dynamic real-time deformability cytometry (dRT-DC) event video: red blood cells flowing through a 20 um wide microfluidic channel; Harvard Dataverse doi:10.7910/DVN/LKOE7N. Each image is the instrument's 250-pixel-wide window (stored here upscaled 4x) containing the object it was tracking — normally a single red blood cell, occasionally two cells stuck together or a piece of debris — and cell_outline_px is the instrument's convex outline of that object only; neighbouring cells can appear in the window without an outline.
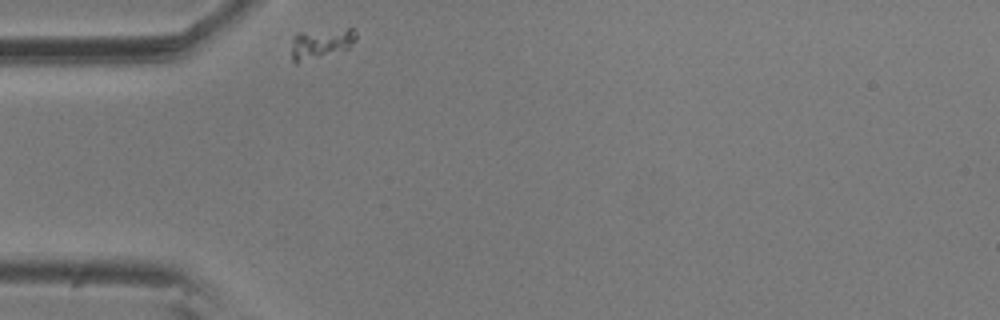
{"species": "common noctule bat (a hibernating species)", "species_latin": "Nyctalus noctula", "temperature_condition": "room temperature", "stored_images_in_passage": 34, "camera_frame_rate_fps": 3000, "um_per_image_px": 0.085, "animal": {"sex": "male", "body_mass_g": 20.5, "forearm_length_mm": 52.5}, "frame": {"image": 1, "passage_image": 1, "time_ms": 0.0, "image_size_px": [1000, 320], "cell_outline_px": [[356, 40], [348, 48], [296, 64], [292, 64], [292, 36], [296, 32], [348, 28], [356, 28]], "centroid_in_image_um": [27.25, 3.67], "position_along_channel_um": 57.8, "area_um2": 11.56}}
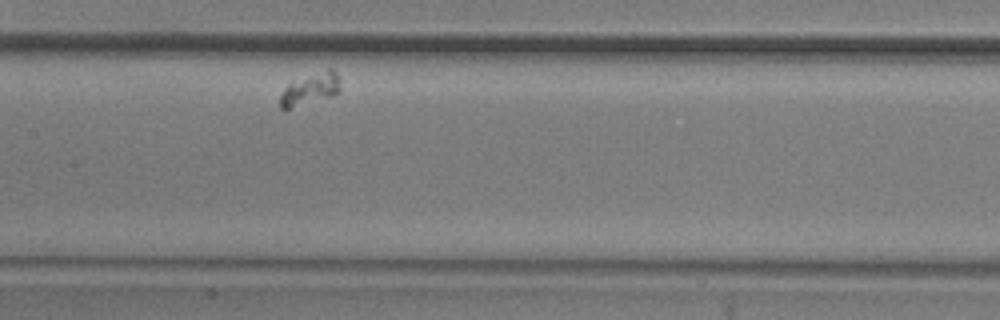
{"frame": {"image": 2, "passage_image": 15, "time_ms": 4.667, "image_size_px": [1000, 320], "cell_outline_px": [[340, 92], [332, 96], [288, 108], [280, 108], [280, 96], [284, 88], [288, 84], [328, 68], [332, 68], [336, 72], [340, 88]], "centroid_in_image_um": [26.39, 7.56], "position_along_channel_um": 181.0, "area_um2": 10.69}}
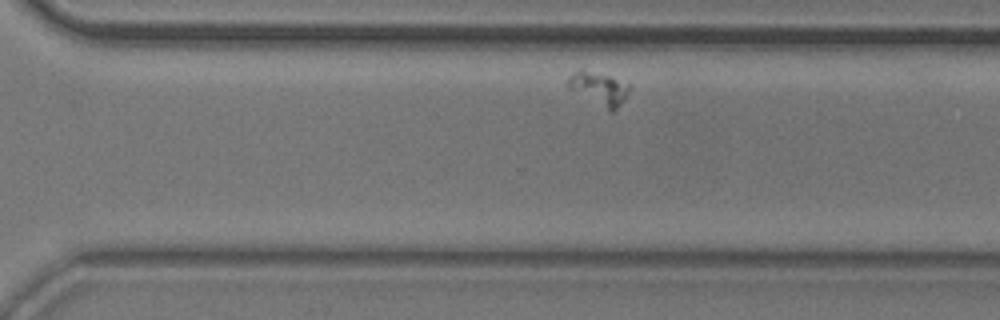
{"frame": {"image": 3, "passage_image": 29, "time_ms": 9.333, "image_size_px": [1000, 320], "cell_outline_px": [[628, 92], [624, 100], [612, 112], [568, 88], [564, 84], [568, 76], [572, 72], [580, 68], [608, 76], [628, 84]], "centroid_in_image_um": [50.82, 7.49], "position_along_channel_um": 319.8, "area_um2": 11.62}}